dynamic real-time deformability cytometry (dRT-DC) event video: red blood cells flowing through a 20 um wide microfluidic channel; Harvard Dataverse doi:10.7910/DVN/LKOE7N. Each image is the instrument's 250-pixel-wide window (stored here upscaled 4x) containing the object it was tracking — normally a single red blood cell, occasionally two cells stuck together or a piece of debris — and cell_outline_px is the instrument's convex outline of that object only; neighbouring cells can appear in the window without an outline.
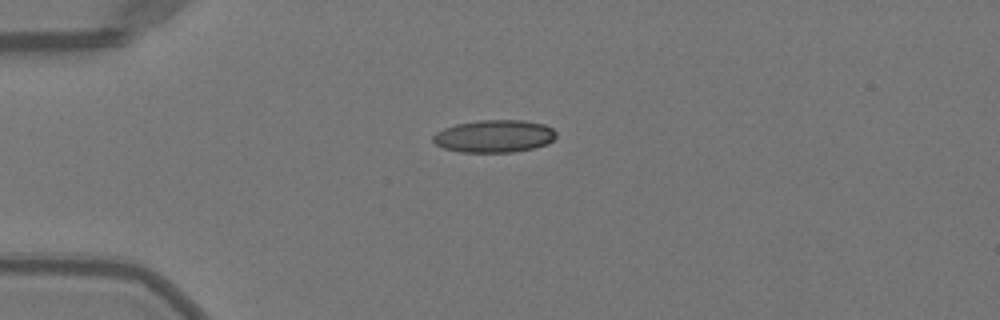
{"species": "Egyptian fruit bat (a non-hibernating species)", "species_latin": "Rousettus aegyptiacus", "temperature_condition": "warm", "stored_images_in_passage": 12, "camera_frame_rate_fps": 3000, "um_per_image_px": 0.085, "animal": {"sex": "female"}, "frame": {"image": 1, "passage_image": 1, "time_ms": 0.0, "image_size_px": [1000, 320], "cell_outline_px": [[556, 136], [548, 144], [532, 148], [512, 152], [460, 152], [444, 148], [436, 144], [432, 140], [432, 136], [436, 132], [444, 128], [456, 124], [480, 120], [524, 120], [544, 124], [552, 128], [556, 132]], "centroid_in_image_um": [42.01, 11.57], "position_along_channel_um": 43.0, "area_um2": 23.35}}
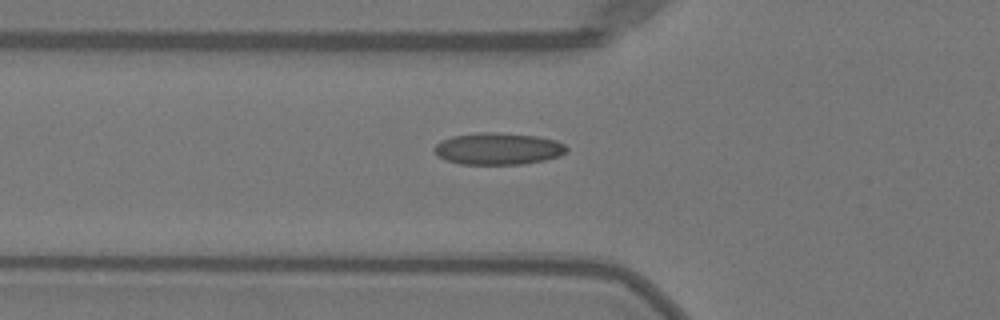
{"frame": {"image": 2, "passage_image": 6, "time_ms": 1.667, "image_size_px": [1000, 320], "cell_outline_px": [[568, 148], [560, 156], [544, 160], [520, 164], [460, 164], [444, 160], [436, 156], [432, 148], [440, 140], [452, 136], [476, 132], [496, 132], [536, 136], [556, 140], [564, 144]], "centroid_in_image_um": [42.27, 12.64], "position_along_channel_um": 83.5, "area_um2": 24.8}}
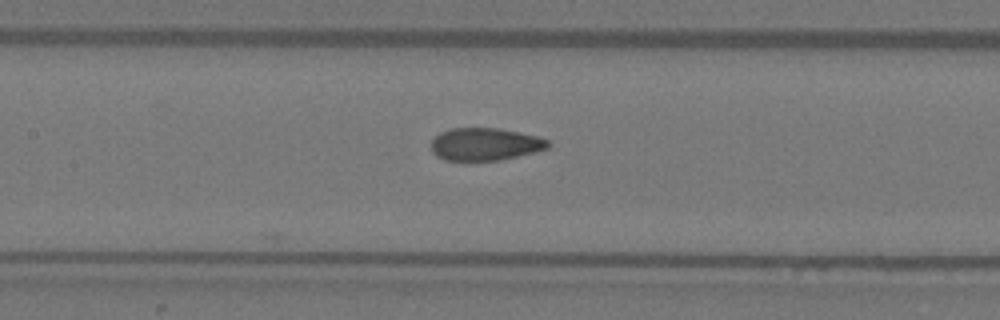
{"frame": {"image": 3, "passage_image": 12, "time_ms": 3.667, "image_size_px": [1000, 320], "cell_outline_px": [[552, 144], [548, 148], [516, 156], [496, 160], [444, 160], [436, 156], [432, 152], [432, 140], [440, 132], [452, 128], [496, 128], [536, 136], [548, 140]], "centroid_in_image_um": [41.2, 12.25], "position_along_channel_um": 166.2, "area_um2": 21.85}}